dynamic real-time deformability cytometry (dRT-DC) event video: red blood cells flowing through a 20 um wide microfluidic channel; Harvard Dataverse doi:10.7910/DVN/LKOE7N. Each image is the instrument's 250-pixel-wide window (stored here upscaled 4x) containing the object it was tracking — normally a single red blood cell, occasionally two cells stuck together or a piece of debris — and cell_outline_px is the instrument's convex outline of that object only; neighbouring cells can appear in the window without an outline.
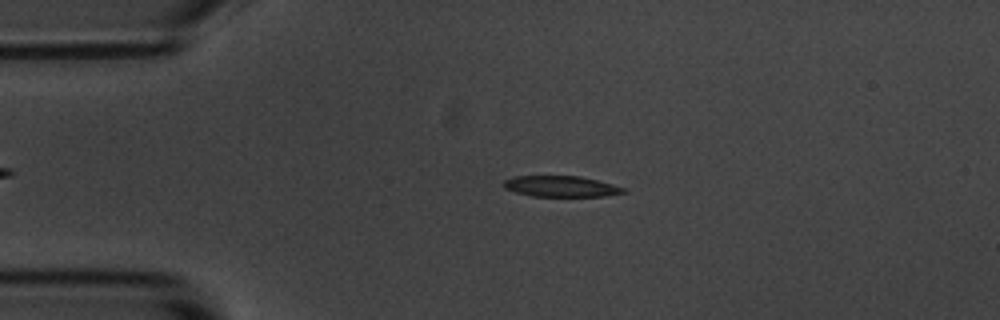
{"species": "common noctule bat (a hibernating species)", "species_latin": "Nyctalus noctula", "temperature_condition": "room temperature", "stored_images_in_passage": 32, "camera_frame_rate_fps": 3000, "um_per_image_px": 0.085, "animal": {"sex": "male", "body_mass_g": 20.1, "forearm_length_mm": 53.5}, "frame": {"image": 1, "passage_image": 11, "time_ms": 3.333, "image_size_px": [1000, 320], "cell_outline_px": [[628, 192], [604, 196], [532, 196], [516, 192], [504, 188], [500, 184], [504, 180], [512, 176], [580, 176], [628, 188]], "centroid_in_image_um": [47.68, 15.84], "position_along_channel_um": 37.3, "area_um2": 14.74}}
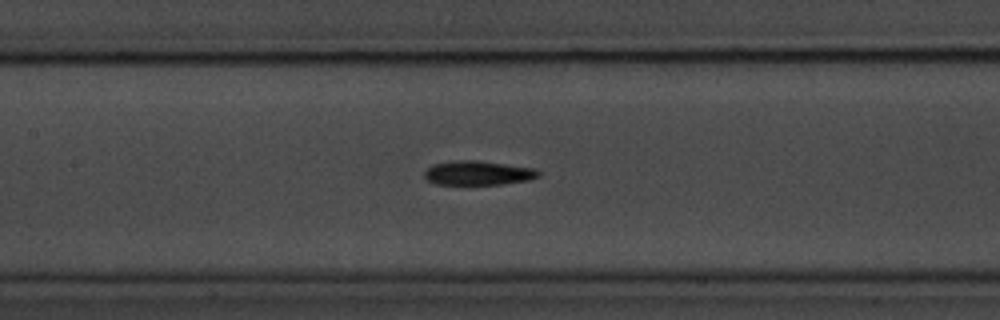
{"frame": {"image": 2, "passage_image": 24, "time_ms": 7.667, "image_size_px": [1000, 320], "cell_outline_px": [[540, 176], [528, 180], [504, 184], [436, 184], [428, 180], [424, 176], [424, 172], [432, 164], [456, 160], [476, 160], [532, 168], [540, 172]], "centroid_in_image_um": [40.61, 14.7], "position_along_channel_um": 166.8, "area_um2": 15.95}}
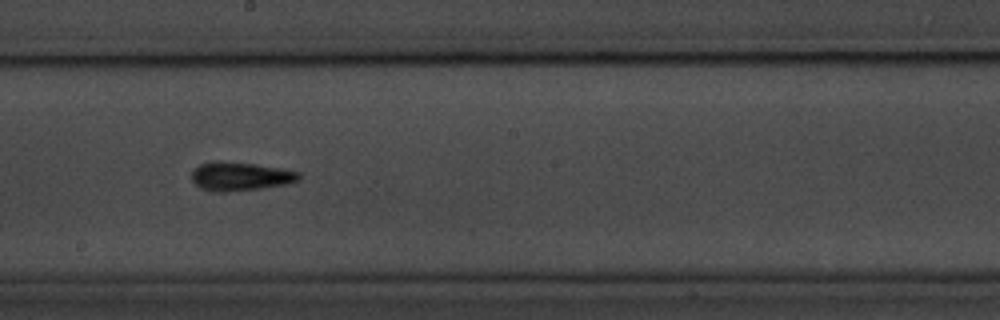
{"frame": {"image": 3, "passage_image": 29, "time_ms": 9.333, "image_size_px": [1000, 320], "cell_outline_px": [[300, 180], [288, 184], [260, 188], [204, 188], [196, 184], [192, 180], [192, 172], [200, 164], [216, 160], [220, 160], [256, 164], [280, 168], [300, 172]], "centroid_in_image_um": [20.51, 14.91], "position_along_channel_um": 227.7, "area_um2": 16.94}}